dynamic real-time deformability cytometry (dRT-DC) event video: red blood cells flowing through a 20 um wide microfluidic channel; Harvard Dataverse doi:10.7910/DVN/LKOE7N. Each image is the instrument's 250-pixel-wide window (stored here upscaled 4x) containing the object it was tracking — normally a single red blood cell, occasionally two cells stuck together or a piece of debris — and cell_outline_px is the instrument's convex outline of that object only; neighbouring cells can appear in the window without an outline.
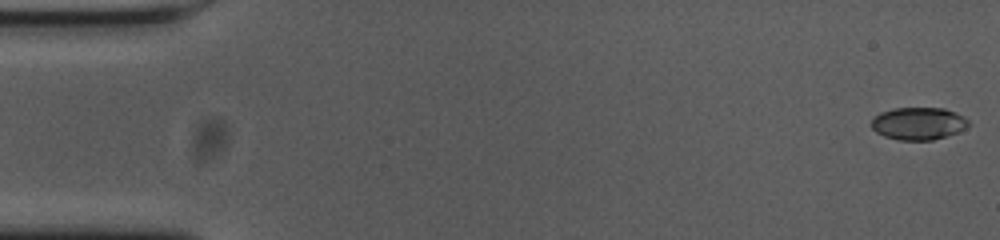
{"species": "common noctule bat (a hibernating species)", "species_latin": "Nyctalus noctula", "temperature_condition": "cold", "stored_images_in_passage": 11, "camera_frame_rate_fps": 3000, "um_per_image_px": 0.085, "animal": {"sex": "female", "body_mass_g": 23.0, "forearm_length_mm": 53.4}, "frame": {"image": 1, "passage_image": 1, "time_ms": 0.0, "image_size_px": [1000, 240], "cell_outline_px": [[972, 124], [960, 132], [932, 140], [900, 140], [884, 136], [876, 132], [872, 128], [872, 120], [880, 112], [892, 108], [944, 108], [956, 112], [964, 116]], "centroid_in_image_um": [78.11, 10.49], "position_along_channel_um": 6.9, "area_um2": 18.55}}